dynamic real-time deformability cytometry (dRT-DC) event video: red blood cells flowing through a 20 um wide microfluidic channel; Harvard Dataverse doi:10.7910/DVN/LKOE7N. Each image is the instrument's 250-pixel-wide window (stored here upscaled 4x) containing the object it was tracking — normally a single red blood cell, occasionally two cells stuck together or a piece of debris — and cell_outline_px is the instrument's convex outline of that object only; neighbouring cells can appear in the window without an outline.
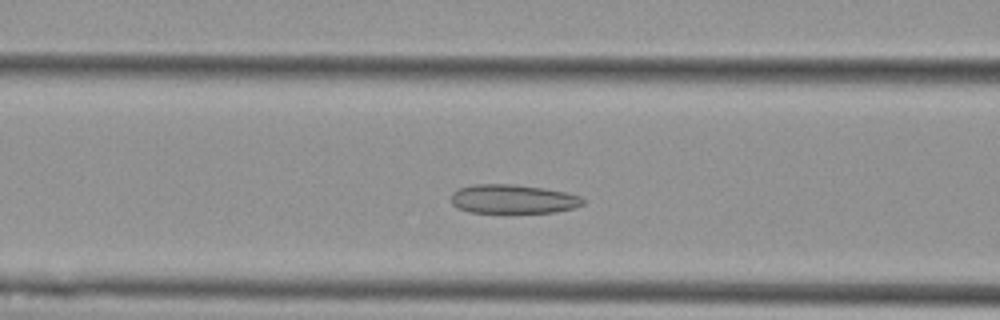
{"species": "Egyptian fruit bat (a non-hibernating species)", "species_latin": "Rousettus aegyptiacus", "temperature_condition": "cold", "stored_images_in_passage": 37, "camera_frame_rate_fps": 3000, "um_per_image_px": 0.085, "animal": {"sex": "female"}, "frame": {"image": 1, "passage_image": 14, "time_ms": 4.333, "image_size_px": [1000, 320], "cell_outline_px": [[584, 204], [572, 208], [556, 212], [508, 216], [468, 212], [456, 208], [452, 204], [452, 192], [456, 188], [472, 184], [516, 184], [544, 188], [564, 192], [580, 196], [584, 200]], "centroid_in_image_um": [43.55, 16.97], "position_along_channel_um": 123.1, "area_um2": 23.64}}
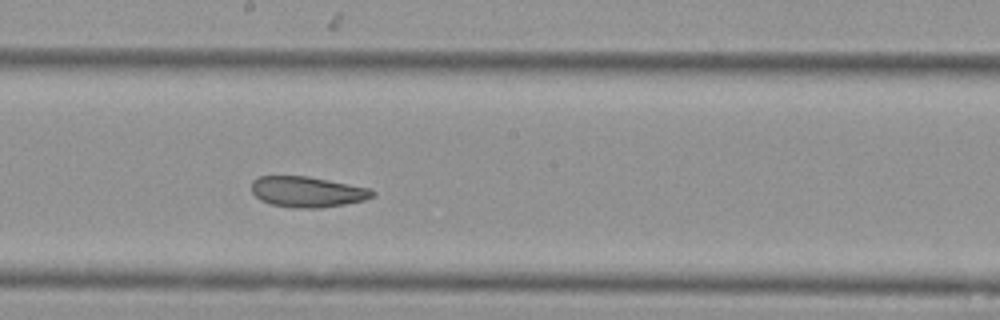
{"frame": {"image": 2, "passage_image": 22, "time_ms": 7.0, "image_size_px": [1000, 320], "cell_outline_px": [[376, 192], [372, 196], [364, 200], [344, 204], [320, 208], [296, 208], [272, 204], [260, 200], [252, 192], [252, 180], [260, 176], [308, 176], [368, 188]], "centroid_in_image_um": [26.09, 16.3], "position_along_channel_um": 222.1, "area_um2": 21.39}}
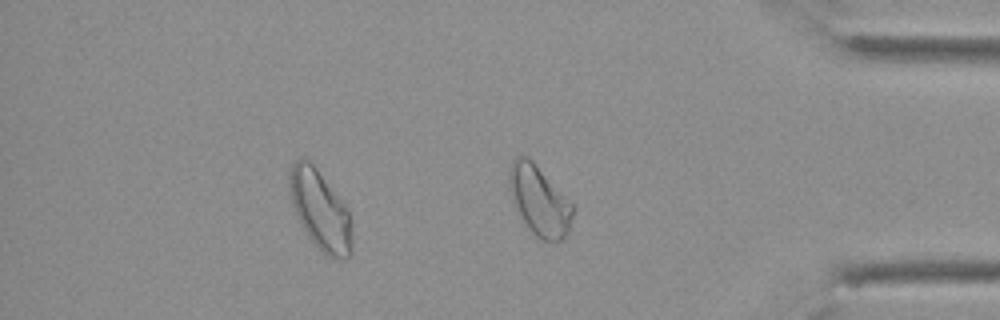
{"frame": {"image": 3, "passage_image": 37, "time_ms": 12.0, "image_size_px": [1000, 320], "cell_outline_px": [[576, 208], [568, 232], [560, 240], [540, 240], [528, 228], [520, 216], [512, 200], [508, 188], [508, 168], [512, 160], [516, 156], [528, 156], [532, 160]], "centroid_in_image_um": [45.81, 17.03], "position_along_channel_um": 389.4, "area_um2": 25.89}, "authors_computed_cell_mechanics": {"area_um2": 22.7154, "velocity_mm_per_s": 3.7299, "shape_relaxation_time_tau1_ms": 6.1327, "shape_relaxation_time_tau2_ms": 2.2987, "deformation_change_tau1": 0.1167, "deformation_change_tau2": 0.0798}}